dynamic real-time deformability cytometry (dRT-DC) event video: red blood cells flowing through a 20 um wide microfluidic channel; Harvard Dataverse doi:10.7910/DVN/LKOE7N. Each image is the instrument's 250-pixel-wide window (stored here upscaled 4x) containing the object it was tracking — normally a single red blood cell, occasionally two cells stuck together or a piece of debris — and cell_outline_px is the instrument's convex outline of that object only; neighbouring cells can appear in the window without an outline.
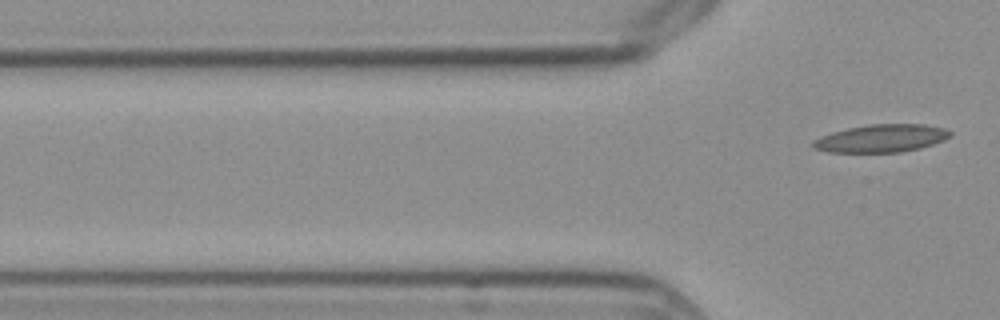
{"species": "Egyptian fruit bat (a non-hibernating species)", "species_latin": "Rousettus aegyptiacus", "temperature_condition": "cold", "stored_images_in_passage": 5, "camera_frame_rate_fps": 3000, "um_per_image_px": 0.085, "frame": {"image": 1, "passage_image": 5, "time_ms": 1.333, "image_size_px": [1000, 320], "cell_outline_px": [[952, 136], [944, 140], [920, 148], [900, 152], [828, 152], [812, 148], [812, 140], [820, 136], [832, 132], [848, 128], [868, 124], [924, 124], [944, 128], [952, 132]], "centroid_in_image_um": [74.9, 11.75], "position_along_channel_um": 50.9, "area_um2": 22.31}}